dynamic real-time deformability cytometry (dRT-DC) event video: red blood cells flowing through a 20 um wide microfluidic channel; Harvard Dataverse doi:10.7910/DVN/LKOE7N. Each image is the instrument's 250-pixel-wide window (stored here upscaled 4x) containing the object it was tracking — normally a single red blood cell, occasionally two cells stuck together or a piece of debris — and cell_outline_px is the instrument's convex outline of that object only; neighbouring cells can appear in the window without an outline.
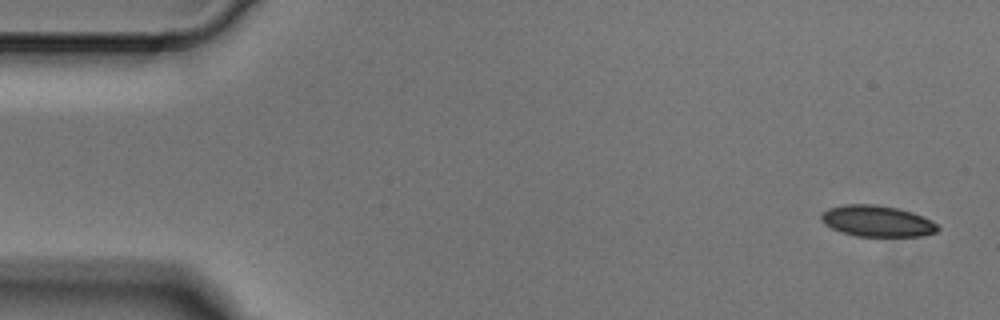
{"species": "Egyptian fruit bat (a non-hibernating species)", "species_latin": "Rousettus aegyptiacus", "temperature_condition": "cold", "stored_images_in_passage": 4, "camera_frame_rate_fps": 3000, "um_per_image_px": 0.085, "animal": {"sex": "male"}, "frame": {"image": 1, "passage_image": 1, "time_ms": 0.0, "image_size_px": [1000, 320], "cell_outline_px": [[940, 228], [936, 232], [924, 236], [856, 236], [840, 232], [824, 224], [820, 220], [820, 216], [828, 208], [844, 204], [876, 204], [900, 208], [912, 212], [932, 220]], "centroid_in_image_um": [74.55, 18.79], "position_along_channel_um": 10.4, "area_um2": 21.39}}